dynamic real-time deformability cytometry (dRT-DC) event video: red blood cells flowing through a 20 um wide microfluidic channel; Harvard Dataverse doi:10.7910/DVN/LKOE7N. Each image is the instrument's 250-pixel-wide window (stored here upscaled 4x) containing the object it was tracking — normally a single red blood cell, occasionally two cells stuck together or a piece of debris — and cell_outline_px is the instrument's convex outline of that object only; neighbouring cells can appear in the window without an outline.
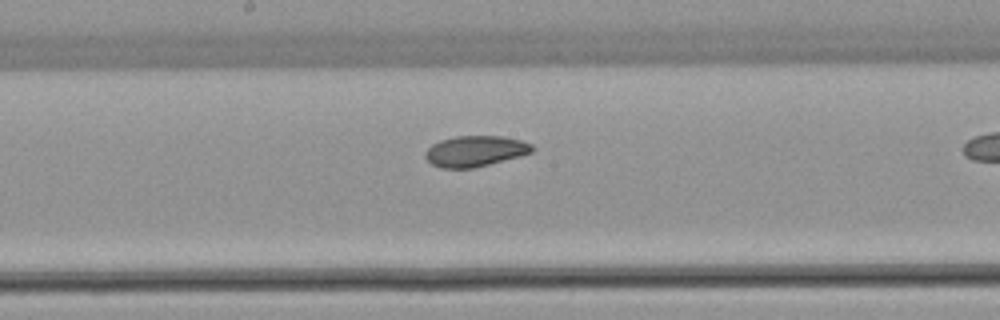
{"species": "common noctule bat (a hibernating species)", "species_latin": "Nyctalus noctula", "temperature_condition": "warm", "stored_images_in_passage": 33, "camera_frame_rate_fps": 3000, "um_per_image_px": 0.085, "animal": {"sex": "female", "body_mass_g": 22.7, "forearm_length_mm": 54.2}, "frame": {"image": 1, "passage_image": 19, "time_ms": 6.0, "image_size_px": [1000, 320], "cell_outline_px": [[532, 152], [488, 164], [472, 168], [440, 168], [432, 164], [424, 156], [424, 152], [432, 144], [440, 140], [456, 136], [504, 136], [520, 140], [532, 144]], "centroid_in_image_um": [40.34, 12.84], "position_along_channel_um": 207.9, "area_um2": 18.96}}